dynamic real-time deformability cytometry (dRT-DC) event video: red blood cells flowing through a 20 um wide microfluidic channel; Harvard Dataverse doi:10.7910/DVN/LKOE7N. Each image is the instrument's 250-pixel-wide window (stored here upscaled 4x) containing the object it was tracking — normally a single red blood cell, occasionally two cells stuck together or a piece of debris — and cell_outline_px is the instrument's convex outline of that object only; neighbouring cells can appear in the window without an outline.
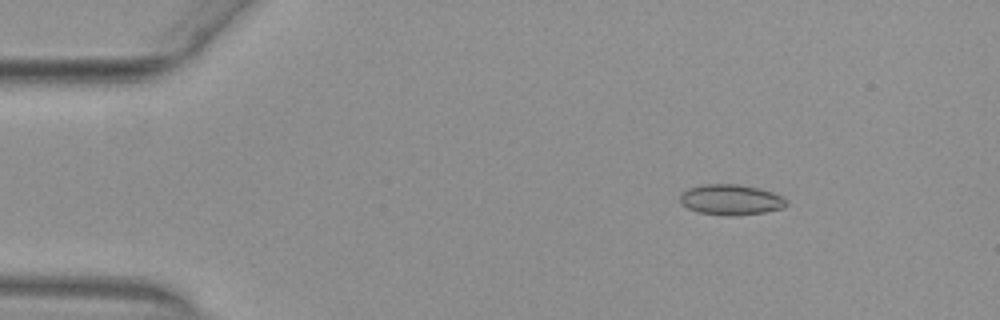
{"species": "common noctule bat (a hibernating species)", "species_latin": "Nyctalus noctula", "temperature_condition": "warm", "stored_images_in_passage": 53, "camera_frame_rate_fps": 3000, "um_per_image_px": 0.085, "animal": {"sex": "female", "body_mass_g": 29.2, "forearm_length_mm": 56.3}, "frame": {"image": 1, "passage_image": 8, "time_ms": 2.333, "image_size_px": [1000, 320], "cell_outline_px": [[788, 204], [784, 208], [764, 212], [736, 216], [724, 216], [696, 212], [680, 204], [680, 192], [688, 188], [704, 184], [736, 184], [756, 188], [772, 192], [784, 196], [788, 200]], "centroid_in_image_um": [62.12, 16.99], "position_along_channel_um": 22.9, "area_um2": 19.25}}
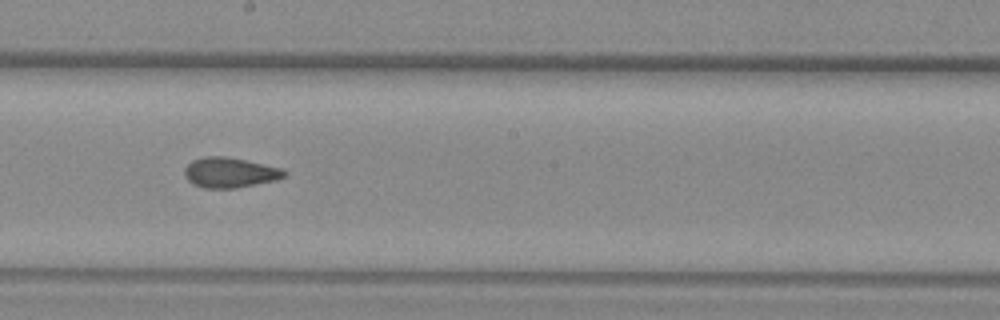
{"frame": {"image": 2, "passage_image": 30, "time_ms": 9.667, "image_size_px": [1000, 320], "cell_outline_px": [[288, 172], [284, 176], [276, 180], [236, 188], [204, 188], [192, 184], [188, 180], [184, 172], [184, 168], [192, 160], [204, 156], [224, 156], [264, 164], [280, 168]], "centroid_in_image_um": [19.51, 14.67], "position_along_channel_um": 228.7, "area_um2": 17.46}}
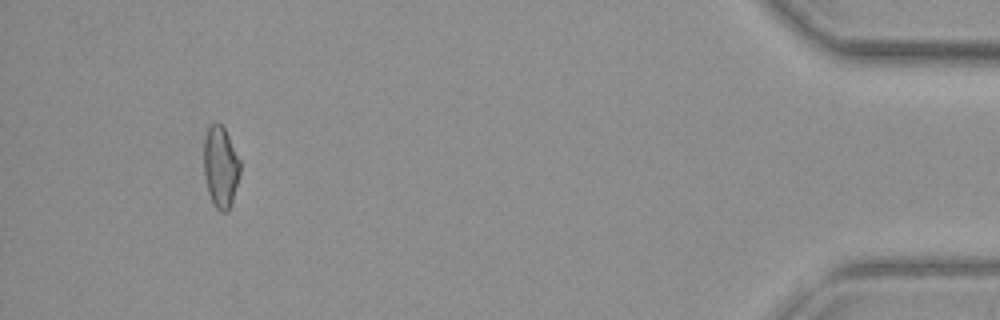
{"frame": {"image": 3, "passage_image": 50, "time_ms": 16.333, "image_size_px": [1000, 320], "cell_outline_px": [[240, 172], [232, 200], [228, 212], [220, 212], [212, 204], [208, 192], [204, 176], [204, 136], [208, 128], [216, 120], [224, 128], [240, 160]], "centroid_in_image_um": [18.73, 14.19], "position_along_channel_um": 416.5, "area_um2": 17.22}, "authors_computed_cell_mechanics": {"area_um2": 17.5134, "velocity_mm_per_s": 3.9174, "shape_relaxation_time_tau1_ms": null, "shape_relaxation_time_tau2_ms": 2.1687, "deformation_change_tau1": null, "deformation_change_tau2": 0.0631}}